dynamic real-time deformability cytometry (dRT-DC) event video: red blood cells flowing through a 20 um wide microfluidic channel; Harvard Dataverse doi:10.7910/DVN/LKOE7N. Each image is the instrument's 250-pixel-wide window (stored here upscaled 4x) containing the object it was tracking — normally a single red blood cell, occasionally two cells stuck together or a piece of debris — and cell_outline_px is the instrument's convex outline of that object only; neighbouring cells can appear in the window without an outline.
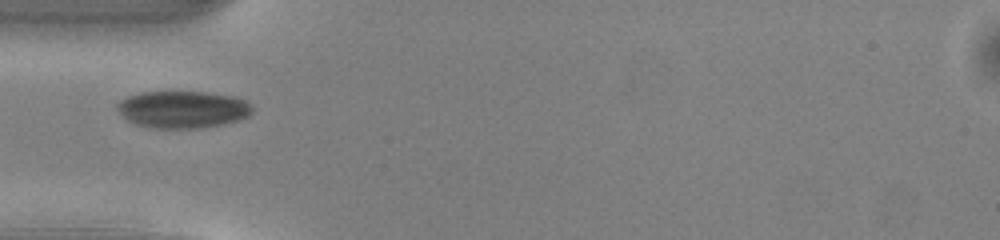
{"species": "common noctule bat (a hibernating species)", "species_latin": "Nyctalus noctula", "temperature_condition": "warm", "stored_images_in_passage": 27, "camera_frame_rate_fps": 3000, "um_per_image_px": 0.085, "animal": {"sex": "male", "body_mass_g": 13.0, "forearm_length_mm": 53.1}, "frame": {"image": 1, "passage_image": 1, "time_ms": 0.0, "image_size_px": [1000, 240], "cell_outline_px": [[252, 112], [248, 116], [240, 120], [224, 124], [200, 128], [148, 128], [136, 124], [128, 120], [116, 108], [116, 104], [120, 100], [128, 96], [140, 92], [204, 92], [236, 96], [252, 104]], "centroid_in_image_um": [15.55, 9.3], "position_along_channel_um": 69.5, "area_um2": 29.42}}
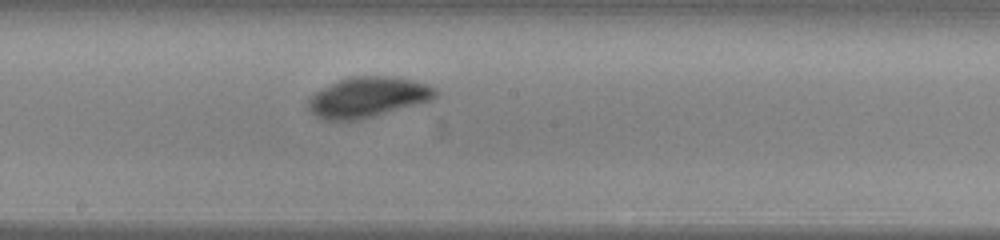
{"frame": {"image": 2, "passage_image": 12, "time_ms": 3.667, "image_size_px": [1000, 240], "cell_outline_px": [[440, 92], [432, 100], [360, 120], [324, 120], [316, 116], [308, 108], [308, 96], [348, 76], [396, 76], [428, 84], [436, 88]], "centroid_in_image_um": [31.29, 8.26], "position_along_channel_um": 216.9, "area_um2": 30.0}}
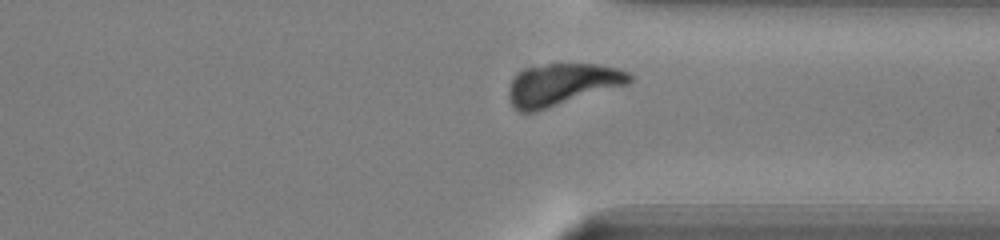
{"frame": {"image": 3, "passage_image": 23, "time_ms": 7.333, "image_size_px": [1000, 240], "cell_outline_px": [[632, 80], [628, 84], [536, 112], [520, 112], [512, 108], [508, 96], [508, 88], [512, 80], [524, 68], [548, 64], [596, 64], [616, 68], [628, 72], [632, 76]], "centroid_in_image_um": [47.75, 7.2], "position_along_channel_um": 363.7, "area_um2": 29.54}, "authors_computed_cell_mechanics": {"area_um2": 29.4202, "velocity_mm_per_s": 4.0159, "shape_relaxation_time_tau1_ms": 0.4827, "shape_relaxation_time_tau2_ms": null, "deformation_change_tau1": 0.0246, "deformation_change_tau2": null}}